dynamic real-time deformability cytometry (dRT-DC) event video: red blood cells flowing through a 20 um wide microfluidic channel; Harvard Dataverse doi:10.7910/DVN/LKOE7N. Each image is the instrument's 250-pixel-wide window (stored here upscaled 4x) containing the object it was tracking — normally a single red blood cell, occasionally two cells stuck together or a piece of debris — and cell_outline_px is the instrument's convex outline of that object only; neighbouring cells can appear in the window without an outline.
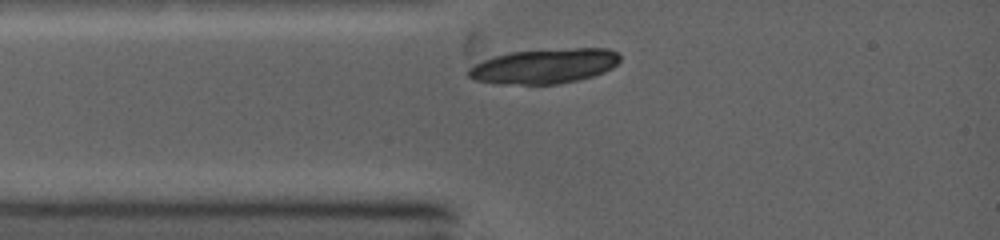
{"species": "common noctule bat (a hibernating species)", "species_latin": "Nyctalus noctula", "temperature_condition": "warm", "stored_images_in_passage": 1, "camera_frame_rate_fps": 5000, "um_per_image_px": 0.085, "animal": {"sex": "female", "body_mass_g": 19.0, "forearm_length_mm": 53.3}, "frame": {"image": 1, "passage_image": 1, "time_ms": 0.0, "image_size_px": [1000, 240], "cell_outline_px": [[620, 60], [612, 68], [604, 72], [592, 76], [576, 80], [556, 84], [496, 84], [476, 80], [468, 76], [464, 72], [468, 68], [484, 60], [496, 56], [512, 52], [572, 48], [608, 48], [616, 52], [620, 56]], "centroid_in_image_um": [46.26, 5.62], "position_along_channel_um": 38.7, "area_um2": 30.63}}